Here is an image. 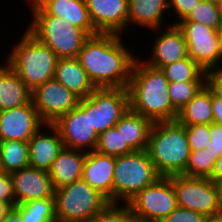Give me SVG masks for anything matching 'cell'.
I'll list each match as a JSON object with an SVG mask.
<instances>
[{
    "instance_id": "obj_1",
    "label": "cell",
    "mask_w": 222,
    "mask_h": 222,
    "mask_svg": "<svg viewBox=\"0 0 222 222\" xmlns=\"http://www.w3.org/2000/svg\"><path fill=\"white\" fill-rule=\"evenodd\" d=\"M125 36L99 33L84 42L77 58L96 88H128L138 55Z\"/></svg>"
},
{
    "instance_id": "obj_2",
    "label": "cell",
    "mask_w": 222,
    "mask_h": 222,
    "mask_svg": "<svg viewBox=\"0 0 222 222\" xmlns=\"http://www.w3.org/2000/svg\"><path fill=\"white\" fill-rule=\"evenodd\" d=\"M168 87L164 72L138 56L128 85L130 109L153 123L176 121L178 111L172 106Z\"/></svg>"
},
{
    "instance_id": "obj_3",
    "label": "cell",
    "mask_w": 222,
    "mask_h": 222,
    "mask_svg": "<svg viewBox=\"0 0 222 222\" xmlns=\"http://www.w3.org/2000/svg\"><path fill=\"white\" fill-rule=\"evenodd\" d=\"M147 151L160 176L185 175L190 155L185 126L177 121L154 122Z\"/></svg>"
},
{
    "instance_id": "obj_4",
    "label": "cell",
    "mask_w": 222,
    "mask_h": 222,
    "mask_svg": "<svg viewBox=\"0 0 222 222\" xmlns=\"http://www.w3.org/2000/svg\"><path fill=\"white\" fill-rule=\"evenodd\" d=\"M21 34L23 35L17 38L3 60L33 91L37 86L53 79L59 58L27 30L24 29Z\"/></svg>"
},
{
    "instance_id": "obj_5",
    "label": "cell",
    "mask_w": 222,
    "mask_h": 222,
    "mask_svg": "<svg viewBox=\"0 0 222 222\" xmlns=\"http://www.w3.org/2000/svg\"><path fill=\"white\" fill-rule=\"evenodd\" d=\"M28 5L32 17L25 28L40 43L49 47L60 58H76L90 37L83 29L64 19L46 14L35 2ZM30 8V9H29Z\"/></svg>"
},
{
    "instance_id": "obj_6",
    "label": "cell",
    "mask_w": 222,
    "mask_h": 222,
    "mask_svg": "<svg viewBox=\"0 0 222 222\" xmlns=\"http://www.w3.org/2000/svg\"><path fill=\"white\" fill-rule=\"evenodd\" d=\"M113 203H128L138 192L161 177L147 150L115 157Z\"/></svg>"
},
{
    "instance_id": "obj_7",
    "label": "cell",
    "mask_w": 222,
    "mask_h": 222,
    "mask_svg": "<svg viewBox=\"0 0 222 222\" xmlns=\"http://www.w3.org/2000/svg\"><path fill=\"white\" fill-rule=\"evenodd\" d=\"M54 198L57 222H84L110 203L83 179L55 189Z\"/></svg>"
},
{
    "instance_id": "obj_8",
    "label": "cell",
    "mask_w": 222,
    "mask_h": 222,
    "mask_svg": "<svg viewBox=\"0 0 222 222\" xmlns=\"http://www.w3.org/2000/svg\"><path fill=\"white\" fill-rule=\"evenodd\" d=\"M78 107L89 113V121L99 136L114 127L130 109L128 88H96L88 97L80 99Z\"/></svg>"
},
{
    "instance_id": "obj_9",
    "label": "cell",
    "mask_w": 222,
    "mask_h": 222,
    "mask_svg": "<svg viewBox=\"0 0 222 222\" xmlns=\"http://www.w3.org/2000/svg\"><path fill=\"white\" fill-rule=\"evenodd\" d=\"M136 222H161L178 207L172 176L159 177L127 203Z\"/></svg>"
},
{
    "instance_id": "obj_10",
    "label": "cell",
    "mask_w": 222,
    "mask_h": 222,
    "mask_svg": "<svg viewBox=\"0 0 222 222\" xmlns=\"http://www.w3.org/2000/svg\"><path fill=\"white\" fill-rule=\"evenodd\" d=\"M188 50V56L205 71L222 67V49L216 29L198 22H178Z\"/></svg>"
},
{
    "instance_id": "obj_11",
    "label": "cell",
    "mask_w": 222,
    "mask_h": 222,
    "mask_svg": "<svg viewBox=\"0 0 222 222\" xmlns=\"http://www.w3.org/2000/svg\"><path fill=\"white\" fill-rule=\"evenodd\" d=\"M172 184L179 207L200 212L203 215L219 212L217 190L211 179L173 175Z\"/></svg>"
},
{
    "instance_id": "obj_12",
    "label": "cell",
    "mask_w": 222,
    "mask_h": 222,
    "mask_svg": "<svg viewBox=\"0 0 222 222\" xmlns=\"http://www.w3.org/2000/svg\"><path fill=\"white\" fill-rule=\"evenodd\" d=\"M31 101L41 121L52 125L77 107L80 98L53 78L32 91Z\"/></svg>"
},
{
    "instance_id": "obj_13",
    "label": "cell",
    "mask_w": 222,
    "mask_h": 222,
    "mask_svg": "<svg viewBox=\"0 0 222 222\" xmlns=\"http://www.w3.org/2000/svg\"><path fill=\"white\" fill-rule=\"evenodd\" d=\"M154 33L151 40V52L146 51L145 58L138 54L141 60L151 67L161 69L167 64L177 62L188 57L187 44L182 30L177 24H170L166 27L150 30ZM156 34V35H155ZM147 52H149L147 54ZM150 55V56H149Z\"/></svg>"
},
{
    "instance_id": "obj_14",
    "label": "cell",
    "mask_w": 222,
    "mask_h": 222,
    "mask_svg": "<svg viewBox=\"0 0 222 222\" xmlns=\"http://www.w3.org/2000/svg\"><path fill=\"white\" fill-rule=\"evenodd\" d=\"M59 132L65 148L93 151L98 143V135L91 127L89 113L78 106L52 124Z\"/></svg>"
},
{
    "instance_id": "obj_15",
    "label": "cell",
    "mask_w": 222,
    "mask_h": 222,
    "mask_svg": "<svg viewBox=\"0 0 222 222\" xmlns=\"http://www.w3.org/2000/svg\"><path fill=\"white\" fill-rule=\"evenodd\" d=\"M43 125L32 101L0 111V142L6 140L28 142Z\"/></svg>"
},
{
    "instance_id": "obj_16",
    "label": "cell",
    "mask_w": 222,
    "mask_h": 222,
    "mask_svg": "<svg viewBox=\"0 0 222 222\" xmlns=\"http://www.w3.org/2000/svg\"><path fill=\"white\" fill-rule=\"evenodd\" d=\"M92 26L99 33L128 31L129 0H85Z\"/></svg>"
},
{
    "instance_id": "obj_17",
    "label": "cell",
    "mask_w": 222,
    "mask_h": 222,
    "mask_svg": "<svg viewBox=\"0 0 222 222\" xmlns=\"http://www.w3.org/2000/svg\"><path fill=\"white\" fill-rule=\"evenodd\" d=\"M15 205L36 199L54 198V188L49 173L27 166L11 173Z\"/></svg>"
},
{
    "instance_id": "obj_18",
    "label": "cell",
    "mask_w": 222,
    "mask_h": 222,
    "mask_svg": "<svg viewBox=\"0 0 222 222\" xmlns=\"http://www.w3.org/2000/svg\"><path fill=\"white\" fill-rule=\"evenodd\" d=\"M63 148L58 130L44 124L28 141L29 166L48 172Z\"/></svg>"
},
{
    "instance_id": "obj_19",
    "label": "cell",
    "mask_w": 222,
    "mask_h": 222,
    "mask_svg": "<svg viewBox=\"0 0 222 222\" xmlns=\"http://www.w3.org/2000/svg\"><path fill=\"white\" fill-rule=\"evenodd\" d=\"M115 156L89 151L83 165L82 179L113 203Z\"/></svg>"
},
{
    "instance_id": "obj_20",
    "label": "cell",
    "mask_w": 222,
    "mask_h": 222,
    "mask_svg": "<svg viewBox=\"0 0 222 222\" xmlns=\"http://www.w3.org/2000/svg\"><path fill=\"white\" fill-rule=\"evenodd\" d=\"M167 11H169L168 0H129V32L132 31V26H138L144 32V28L150 31L170 25L172 20ZM164 21L168 23L165 25Z\"/></svg>"
},
{
    "instance_id": "obj_21",
    "label": "cell",
    "mask_w": 222,
    "mask_h": 222,
    "mask_svg": "<svg viewBox=\"0 0 222 222\" xmlns=\"http://www.w3.org/2000/svg\"><path fill=\"white\" fill-rule=\"evenodd\" d=\"M35 3L46 14L64 19L83 29L89 36L99 34L92 26L85 0H37Z\"/></svg>"
},
{
    "instance_id": "obj_22",
    "label": "cell",
    "mask_w": 222,
    "mask_h": 222,
    "mask_svg": "<svg viewBox=\"0 0 222 222\" xmlns=\"http://www.w3.org/2000/svg\"><path fill=\"white\" fill-rule=\"evenodd\" d=\"M86 151L63 148L48 171L54 190L82 179Z\"/></svg>"
},
{
    "instance_id": "obj_23",
    "label": "cell",
    "mask_w": 222,
    "mask_h": 222,
    "mask_svg": "<svg viewBox=\"0 0 222 222\" xmlns=\"http://www.w3.org/2000/svg\"><path fill=\"white\" fill-rule=\"evenodd\" d=\"M53 78L80 99L88 97L96 89L77 57L58 59Z\"/></svg>"
},
{
    "instance_id": "obj_24",
    "label": "cell",
    "mask_w": 222,
    "mask_h": 222,
    "mask_svg": "<svg viewBox=\"0 0 222 222\" xmlns=\"http://www.w3.org/2000/svg\"><path fill=\"white\" fill-rule=\"evenodd\" d=\"M3 63L0 64V111L30 103L32 91L4 61Z\"/></svg>"
},
{
    "instance_id": "obj_25",
    "label": "cell",
    "mask_w": 222,
    "mask_h": 222,
    "mask_svg": "<svg viewBox=\"0 0 222 222\" xmlns=\"http://www.w3.org/2000/svg\"><path fill=\"white\" fill-rule=\"evenodd\" d=\"M152 125L150 119L129 109L115 127L133 151H141L147 150Z\"/></svg>"
},
{
    "instance_id": "obj_26",
    "label": "cell",
    "mask_w": 222,
    "mask_h": 222,
    "mask_svg": "<svg viewBox=\"0 0 222 222\" xmlns=\"http://www.w3.org/2000/svg\"><path fill=\"white\" fill-rule=\"evenodd\" d=\"M213 117L212 92L204 85L195 97L178 112L176 121L183 126L211 124Z\"/></svg>"
},
{
    "instance_id": "obj_27",
    "label": "cell",
    "mask_w": 222,
    "mask_h": 222,
    "mask_svg": "<svg viewBox=\"0 0 222 222\" xmlns=\"http://www.w3.org/2000/svg\"><path fill=\"white\" fill-rule=\"evenodd\" d=\"M28 142L6 140L0 142V171L12 173L29 166Z\"/></svg>"
},
{
    "instance_id": "obj_28",
    "label": "cell",
    "mask_w": 222,
    "mask_h": 222,
    "mask_svg": "<svg viewBox=\"0 0 222 222\" xmlns=\"http://www.w3.org/2000/svg\"><path fill=\"white\" fill-rule=\"evenodd\" d=\"M169 83L205 82V70L189 56L161 68Z\"/></svg>"
},
{
    "instance_id": "obj_29",
    "label": "cell",
    "mask_w": 222,
    "mask_h": 222,
    "mask_svg": "<svg viewBox=\"0 0 222 222\" xmlns=\"http://www.w3.org/2000/svg\"><path fill=\"white\" fill-rule=\"evenodd\" d=\"M23 222H57L55 198L36 199L14 206Z\"/></svg>"
},
{
    "instance_id": "obj_30",
    "label": "cell",
    "mask_w": 222,
    "mask_h": 222,
    "mask_svg": "<svg viewBox=\"0 0 222 222\" xmlns=\"http://www.w3.org/2000/svg\"><path fill=\"white\" fill-rule=\"evenodd\" d=\"M95 150L99 153L115 157L133 152L126 141H123L121 132L115 126L107 129L98 136V143Z\"/></svg>"
},
{
    "instance_id": "obj_31",
    "label": "cell",
    "mask_w": 222,
    "mask_h": 222,
    "mask_svg": "<svg viewBox=\"0 0 222 222\" xmlns=\"http://www.w3.org/2000/svg\"><path fill=\"white\" fill-rule=\"evenodd\" d=\"M214 164V156L208 149L190 150L185 176L208 178L213 171Z\"/></svg>"
},
{
    "instance_id": "obj_32",
    "label": "cell",
    "mask_w": 222,
    "mask_h": 222,
    "mask_svg": "<svg viewBox=\"0 0 222 222\" xmlns=\"http://www.w3.org/2000/svg\"><path fill=\"white\" fill-rule=\"evenodd\" d=\"M221 20L222 19L219 13L218 5L202 0L180 22H198L217 30Z\"/></svg>"
},
{
    "instance_id": "obj_33",
    "label": "cell",
    "mask_w": 222,
    "mask_h": 222,
    "mask_svg": "<svg viewBox=\"0 0 222 222\" xmlns=\"http://www.w3.org/2000/svg\"><path fill=\"white\" fill-rule=\"evenodd\" d=\"M205 82H174L169 83L168 94L172 106L179 112L203 88Z\"/></svg>"
},
{
    "instance_id": "obj_34",
    "label": "cell",
    "mask_w": 222,
    "mask_h": 222,
    "mask_svg": "<svg viewBox=\"0 0 222 222\" xmlns=\"http://www.w3.org/2000/svg\"><path fill=\"white\" fill-rule=\"evenodd\" d=\"M84 222H136L127 203H109L101 212Z\"/></svg>"
},
{
    "instance_id": "obj_35",
    "label": "cell",
    "mask_w": 222,
    "mask_h": 222,
    "mask_svg": "<svg viewBox=\"0 0 222 222\" xmlns=\"http://www.w3.org/2000/svg\"><path fill=\"white\" fill-rule=\"evenodd\" d=\"M190 150L204 149L210 142V124L185 126Z\"/></svg>"
},
{
    "instance_id": "obj_36",
    "label": "cell",
    "mask_w": 222,
    "mask_h": 222,
    "mask_svg": "<svg viewBox=\"0 0 222 222\" xmlns=\"http://www.w3.org/2000/svg\"><path fill=\"white\" fill-rule=\"evenodd\" d=\"M201 1L202 0H168V12H171L169 15L173 18L171 24H177L183 20Z\"/></svg>"
},
{
    "instance_id": "obj_37",
    "label": "cell",
    "mask_w": 222,
    "mask_h": 222,
    "mask_svg": "<svg viewBox=\"0 0 222 222\" xmlns=\"http://www.w3.org/2000/svg\"><path fill=\"white\" fill-rule=\"evenodd\" d=\"M204 217L200 212L178 206L161 222H203Z\"/></svg>"
},
{
    "instance_id": "obj_38",
    "label": "cell",
    "mask_w": 222,
    "mask_h": 222,
    "mask_svg": "<svg viewBox=\"0 0 222 222\" xmlns=\"http://www.w3.org/2000/svg\"><path fill=\"white\" fill-rule=\"evenodd\" d=\"M210 142L205 146L216 161L222 156V125L212 122L210 124Z\"/></svg>"
},
{
    "instance_id": "obj_39",
    "label": "cell",
    "mask_w": 222,
    "mask_h": 222,
    "mask_svg": "<svg viewBox=\"0 0 222 222\" xmlns=\"http://www.w3.org/2000/svg\"><path fill=\"white\" fill-rule=\"evenodd\" d=\"M0 202H6L15 206V196L11 173L4 171H0Z\"/></svg>"
},
{
    "instance_id": "obj_40",
    "label": "cell",
    "mask_w": 222,
    "mask_h": 222,
    "mask_svg": "<svg viewBox=\"0 0 222 222\" xmlns=\"http://www.w3.org/2000/svg\"><path fill=\"white\" fill-rule=\"evenodd\" d=\"M205 85L222 99V67L205 71Z\"/></svg>"
},
{
    "instance_id": "obj_41",
    "label": "cell",
    "mask_w": 222,
    "mask_h": 222,
    "mask_svg": "<svg viewBox=\"0 0 222 222\" xmlns=\"http://www.w3.org/2000/svg\"><path fill=\"white\" fill-rule=\"evenodd\" d=\"M213 122L222 125V99L212 93Z\"/></svg>"
},
{
    "instance_id": "obj_42",
    "label": "cell",
    "mask_w": 222,
    "mask_h": 222,
    "mask_svg": "<svg viewBox=\"0 0 222 222\" xmlns=\"http://www.w3.org/2000/svg\"><path fill=\"white\" fill-rule=\"evenodd\" d=\"M208 178L214 183L222 181V156L215 161L213 171Z\"/></svg>"
},
{
    "instance_id": "obj_43",
    "label": "cell",
    "mask_w": 222,
    "mask_h": 222,
    "mask_svg": "<svg viewBox=\"0 0 222 222\" xmlns=\"http://www.w3.org/2000/svg\"><path fill=\"white\" fill-rule=\"evenodd\" d=\"M1 222H23L22 217L15 207H12Z\"/></svg>"
},
{
    "instance_id": "obj_44",
    "label": "cell",
    "mask_w": 222,
    "mask_h": 222,
    "mask_svg": "<svg viewBox=\"0 0 222 222\" xmlns=\"http://www.w3.org/2000/svg\"><path fill=\"white\" fill-rule=\"evenodd\" d=\"M12 207H14L12 204L0 202V222L6 217Z\"/></svg>"
},
{
    "instance_id": "obj_45",
    "label": "cell",
    "mask_w": 222,
    "mask_h": 222,
    "mask_svg": "<svg viewBox=\"0 0 222 222\" xmlns=\"http://www.w3.org/2000/svg\"><path fill=\"white\" fill-rule=\"evenodd\" d=\"M203 222H222V213L205 215Z\"/></svg>"
},
{
    "instance_id": "obj_46",
    "label": "cell",
    "mask_w": 222,
    "mask_h": 222,
    "mask_svg": "<svg viewBox=\"0 0 222 222\" xmlns=\"http://www.w3.org/2000/svg\"><path fill=\"white\" fill-rule=\"evenodd\" d=\"M218 198L219 212L222 213V181L215 183Z\"/></svg>"
},
{
    "instance_id": "obj_47",
    "label": "cell",
    "mask_w": 222,
    "mask_h": 222,
    "mask_svg": "<svg viewBox=\"0 0 222 222\" xmlns=\"http://www.w3.org/2000/svg\"><path fill=\"white\" fill-rule=\"evenodd\" d=\"M216 31L218 33V37H219V40H220V46H221V49H222V20H221V23L219 24Z\"/></svg>"
},
{
    "instance_id": "obj_48",
    "label": "cell",
    "mask_w": 222,
    "mask_h": 222,
    "mask_svg": "<svg viewBox=\"0 0 222 222\" xmlns=\"http://www.w3.org/2000/svg\"><path fill=\"white\" fill-rule=\"evenodd\" d=\"M217 5H218L219 13H220L221 19H222V0Z\"/></svg>"
},
{
    "instance_id": "obj_49",
    "label": "cell",
    "mask_w": 222,
    "mask_h": 222,
    "mask_svg": "<svg viewBox=\"0 0 222 222\" xmlns=\"http://www.w3.org/2000/svg\"><path fill=\"white\" fill-rule=\"evenodd\" d=\"M204 1H207V2H210V3L218 4L221 0H204Z\"/></svg>"
},
{
    "instance_id": "obj_50",
    "label": "cell",
    "mask_w": 222,
    "mask_h": 222,
    "mask_svg": "<svg viewBox=\"0 0 222 222\" xmlns=\"http://www.w3.org/2000/svg\"><path fill=\"white\" fill-rule=\"evenodd\" d=\"M27 2H36L37 0H26Z\"/></svg>"
}]
</instances>
